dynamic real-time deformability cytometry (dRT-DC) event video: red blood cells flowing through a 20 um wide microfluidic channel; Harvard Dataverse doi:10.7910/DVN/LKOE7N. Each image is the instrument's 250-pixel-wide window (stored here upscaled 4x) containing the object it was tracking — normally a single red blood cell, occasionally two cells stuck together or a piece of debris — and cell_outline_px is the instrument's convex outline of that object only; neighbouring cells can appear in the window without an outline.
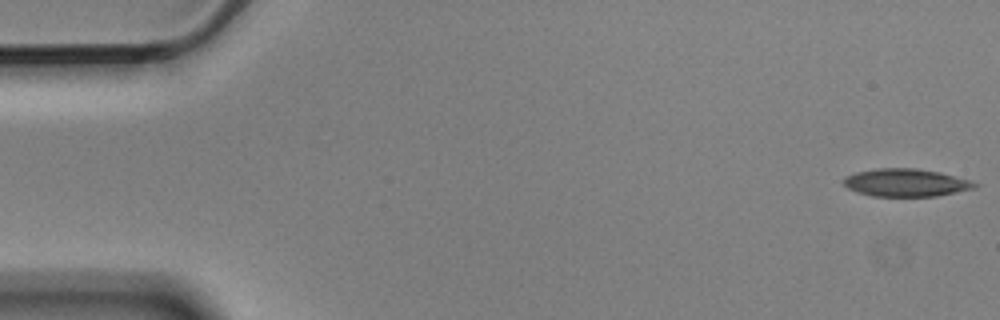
{"species": "Egyptian fruit bat (a non-hibernating species)", "species_latin": "Rousettus aegyptiacus", "temperature_condition": "cold", "stored_images_in_passage": 5, "camera_frame_rate_fps": 3000, "um_per_image_px": 0.085, "animal": {"sex": "male"}, "frame": {"image": 1, "passage_image": 1, "time_ms": 0.0, "image_size_px": [1000, 320], "cell_outline_px": [[980, 184], [976, 188], [936, 196], [872, 196], [856, 192], [848, 188], [840, 180], [844, 176], [856, 172], [876, 168], [916, 168], [940, 172], [968, 180]], "centroid_in_image_um": [76.96, 15.52], "position_along_channel_um": 8.0, "area_um2": 21.33}}
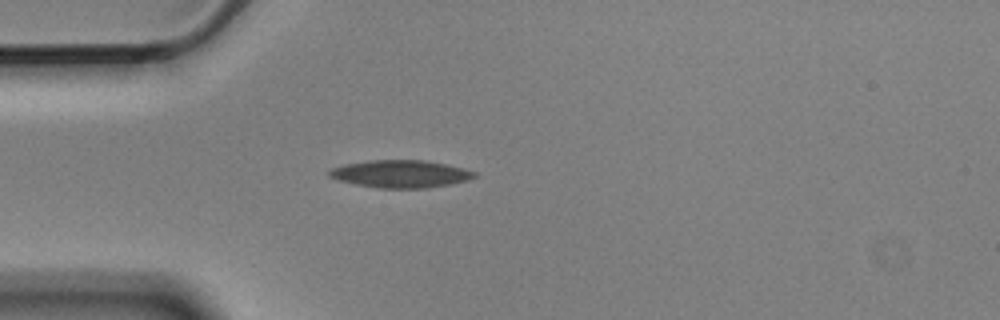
{"frame": {"image": 2, "passage_image": 5, "time_ms": 1.333, "image_size_px": [1000, 320], "cell_outline_px": [[480, 176], [468, 180], [452, 184], [428, 188], [380, 188], [356, 184], [336, 180], [328, 176], [328, 172], [332, 168], [344, 164], [368, 160], [424, 160], [448, 164], [464, 168], [476, 172]], "centroid_in_image_um": [34.09, 14.78], "position_along_channel_um": 50.9, "area_um2": 23.58}}